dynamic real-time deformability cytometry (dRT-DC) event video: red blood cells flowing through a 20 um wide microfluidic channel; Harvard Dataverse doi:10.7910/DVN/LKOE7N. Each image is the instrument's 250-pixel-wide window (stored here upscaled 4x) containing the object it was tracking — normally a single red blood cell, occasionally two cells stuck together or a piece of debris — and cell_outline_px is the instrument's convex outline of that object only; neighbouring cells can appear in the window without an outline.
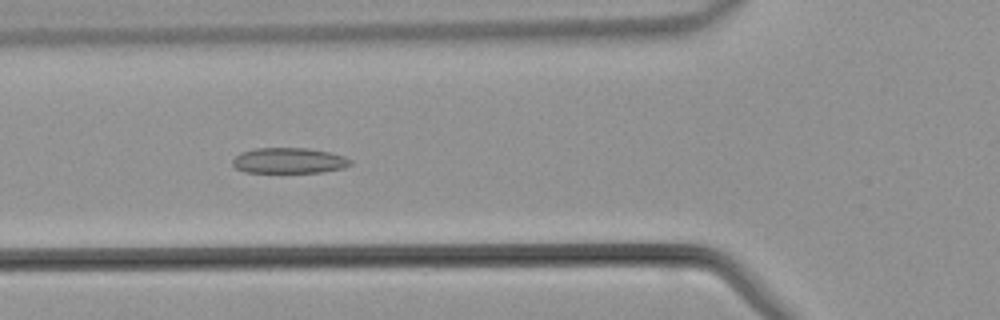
{"species": "common noctule bat (a hibernating species)", "species_latin": "Nyctalus noctula", "temperature_condition": "warm", "stored_images_in_passage": 22, "camera_frame_rate_fps": 3000, "um_per_image_px": 0.085, "animal": {"sex": "male", "body_mass_g": 21.5, "forearm_length_mm": 52.0}, "frame": {"image": 1, "passage_image": 7, "time_ms": 2.0, "image_size_px": [1000, 320], "cell_outline_px": [[352, 164], [344, 168], [320, 172], [244, 172], [236, 168], [232, 164], [232, 160], [240, 152], [256, 148], [308, 148], [328, 152], [344, 156], [352, 160]], "centroid_in_image_um": [24.56, 13.65], "position_along_channel_um": 101.2, "area_um2": 17.57}}
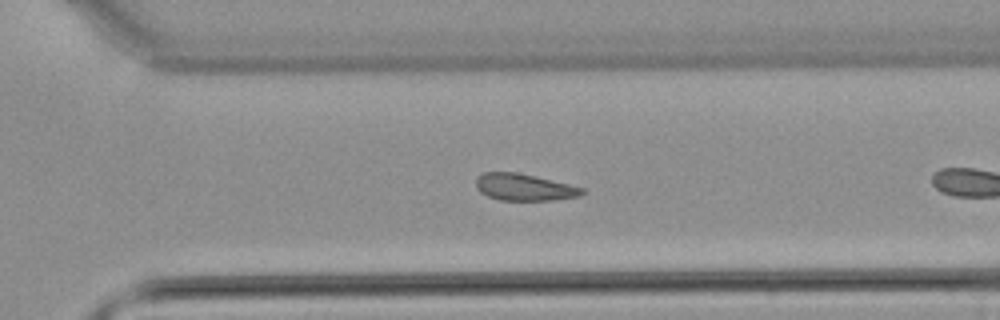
{"frame": {"image": 2, "passage_image": 19, "time_ms": 6.0, "image_size_px": [1000, 320], "cell_outline_px": [[588, 192], [580, 196], [552, 200], [500, 200], [488, 196], [480, 192], [476, 184], [476, 176], [484, 172], [516, 172], [536, 176], [584, 188]], "centroid_in_image_um": [44.58, 15.91], "position_along_channel_um": 326.0, "area_um2": 16.65}}